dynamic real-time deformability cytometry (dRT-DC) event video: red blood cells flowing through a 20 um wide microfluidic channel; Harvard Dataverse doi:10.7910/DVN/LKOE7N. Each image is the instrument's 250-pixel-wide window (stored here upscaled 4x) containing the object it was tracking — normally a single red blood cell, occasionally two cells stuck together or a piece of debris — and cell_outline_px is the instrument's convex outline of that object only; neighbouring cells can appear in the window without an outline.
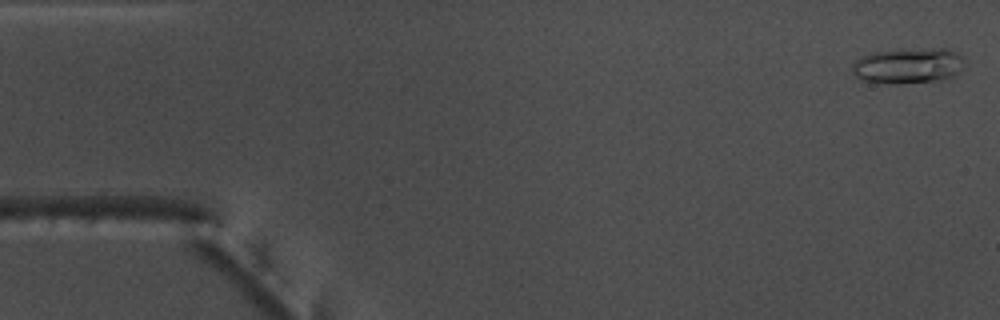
{"species": "common noctule bat (a hibernating species)", "species_latin": "Nyctalus noctula", "temperature_condition": "warm", "stored_images_in_passage": 53, "camera_frame_rate_fps": 3000, "um_per_image_px": 0.085, "animal": {"sex": "male", "body_mass_g": 17.5, "forearm_length_mm": 52.3}, "frame": {"image": 1, "passage_image": 1, "time_ms": 0.0, "image_size_px": [1000, 320], "cell_outline_px": [[964, 68], [952, 76], [940, 80], [900, 84], [864, 80], [856, 76], [852, 72], [852, 64], [860, 56], [872, 52], [940, 48], [944, 48], [956, 52], [964, 56]], "centroid_in_image_um": [77.22, 5.58], "position_along_channel_um": 7.8, "area_um2": 23.12}}
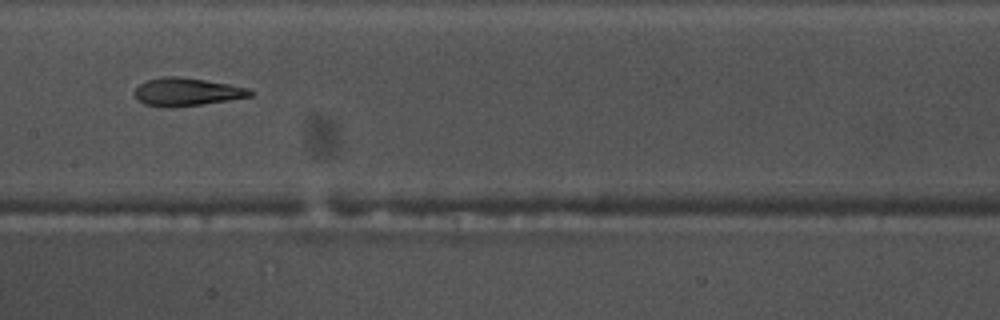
{"frame": {"image": 2, "passage_image": 26, "time_ms": 8.333, "image_size_px": [1000, 320], "cell_outline_px": [[252, 96], [228, 100], [200, 104], [168, 108], [144, 104], [136, 100], [136, 88], [144, 80], [164, 76], [180, 76], [228, 84], [248, 88], [252, 92]], "centroid_in_image_um": [15.83, 7.8], "position_along_channel_um": 191.6, "area_um2": 18.73}}
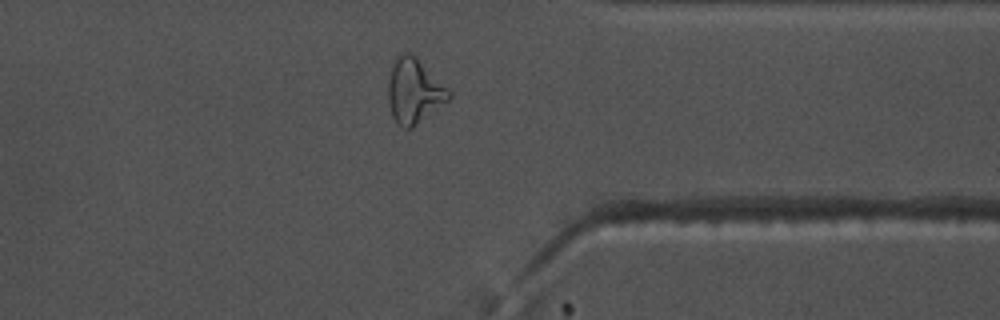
{"frame": {"image": 3, "passage_image": 41, "time_ms": 13.333, "image_size_px": [1000, 320], "cell_outline_px": [[452, 96], [448, 100], [412, 128], [400, 128], [396, 124], [392, 116], [388, 104], [388, 80], [392, 64], [396, 56], [400, 52], [408, 52], [416, 56], [452, 92]], "centroid_in_image_um": [35.17, 7.73], "position_along_channel_um": 376.2, "area_um2": 23.12}, "authors_computed_cell_mechanics": {"area_um2": 19.2474, "velocity_mm_per_s": 3.8281, "shape_relaxation_time_tau1_ms": null, "shape_relaxation_time_tau2_ms": 2.5468, "deformation_change_tau1": null, "deformation_change_tau2": 0.1174}}